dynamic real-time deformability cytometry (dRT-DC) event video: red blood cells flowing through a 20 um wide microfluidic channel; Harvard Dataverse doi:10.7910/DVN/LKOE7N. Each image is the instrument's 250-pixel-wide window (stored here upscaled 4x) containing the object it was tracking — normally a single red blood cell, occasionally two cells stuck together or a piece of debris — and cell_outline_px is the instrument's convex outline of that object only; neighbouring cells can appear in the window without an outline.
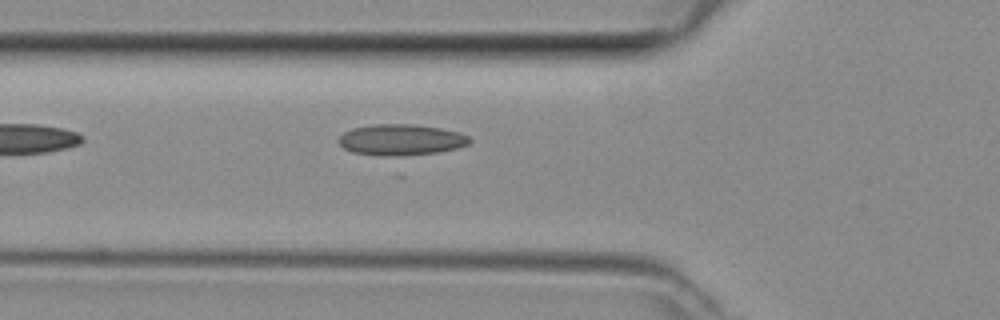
{"species": "common noctule bat (a hibernating species)", "species_latin": "Nyctalus noctula", "temperature_condition": "room temperature", "stored_images_in_passage": 5, "camera_frame_rate_fps": 3000, "um_per_image_px": 0.085, "animal": {"sex": "female", "body_mass_g": 29.2, "forearm_length_mm": 56.3}, "frame": {"image": 1, "passage_image": 5, "time_ms": 1.333, "image_size_px": [1000, 320], "cell_outline_px": [[472, 140], [468, 144], [456, 148], [436, 152], [400, 156], [380, 156], [352, 152], [344, 148], [340, 144], [340, 136], [344, 132], [352, 128], [372, 124], [412, 124], [440, 128], [460, 132], [468, 136]], "centroid_in_image_um": [34.08, 11.88], "position_along_channel_um": 91.7, "area_um2": 23.64}}